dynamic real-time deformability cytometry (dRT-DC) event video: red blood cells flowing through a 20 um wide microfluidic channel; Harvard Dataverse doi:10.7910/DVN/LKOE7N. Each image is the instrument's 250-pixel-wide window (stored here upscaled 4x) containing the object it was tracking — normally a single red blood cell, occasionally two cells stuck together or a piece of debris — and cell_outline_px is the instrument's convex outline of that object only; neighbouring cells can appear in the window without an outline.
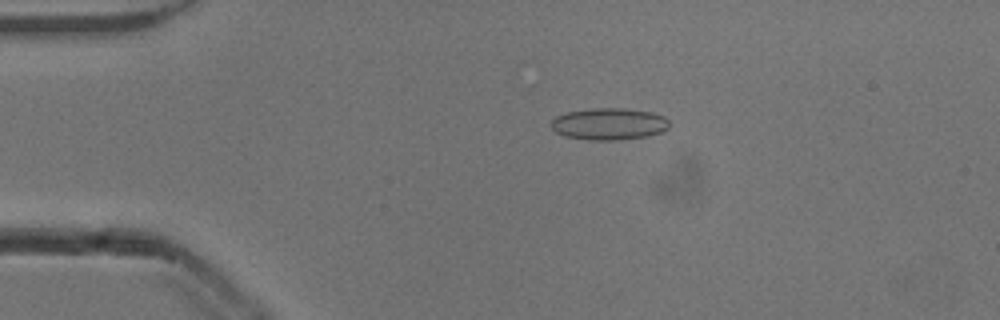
{"species": "common noctule bat (a hibernating species)", "species_latin": "Nyctalus noctula", "temperature_condition": "cold", "stored_images_in_passage": 53, "camera_frame_rate_fps": 3000, "um_per_image_px": 0.085, "animal": {"sex": "male", "body_mass_g": 13.3}, "frame": {"image": 1, "passage_image": 11, "time_ms": 3.333, "image_size_px": [1000, 320], "cell_outline_px": [[668, 128], [660, 132], [644, 136], [616, 140], [588, 140], [564, 136], [556, 132], [552, 128], [552, 120], [556, 116], [568, 112], [592, 108], [624, 108], [652, 112], [664, 116], [668, 120]], "centroid_in_image_um": [51.75, 10.53], "position_along_channel_um": 33.2, "area_um2": 21.79}}
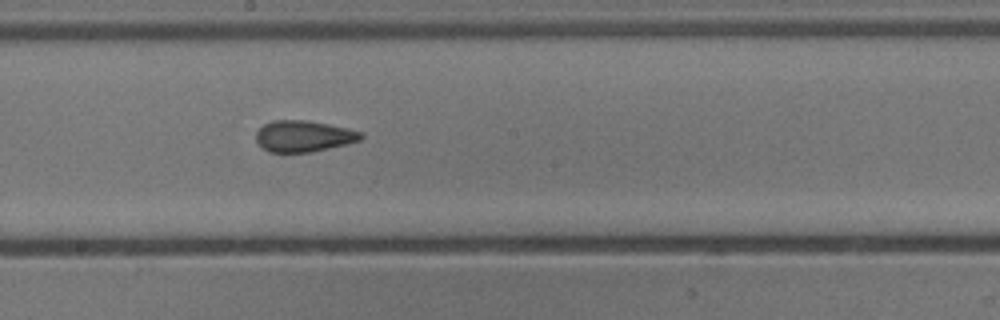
{"frame": {"image": 2, "passage_image": 29, "time_ms": 9.333, "image_size_px": [1000, 320], "cell_outline_px": [[364, 136], [360, 140], [348, 144], [312, 152], [268, 152], [256, 140], [256, 132], [264, 124], [272, 120], [304, 120], [328, 124], [364, 132]], "centroid_in_image_um": [25.83, 11.57], "position_along_channel_um": 222.4, "area_um2": 19.13}}
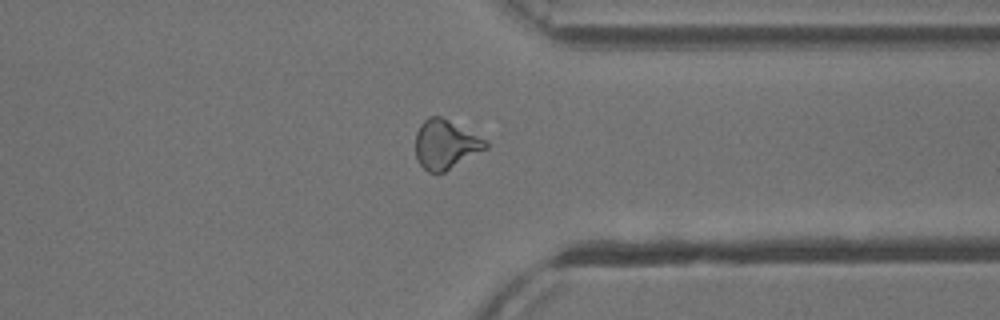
{"frame": {"image": 3, "passage_image": 41, "time_ms": 13.333, "image_size_px": [1000, 320], "cell_outline_px": [[488, 148], [444, 172], [428, 172], [416, 160], [416, 132], [420, 124], [428, 116], [440, 116], [488, 140]], "centroid_in_image_um": [37.87, 12.27], "position_along_channel_um": 373.5, "area_um2": 20.06}, "authors_computed_cell_mechanics": {"area_um2": 19.941, "velocity_mm_per_s": 3.8669, "shape_relaxation_time_tau1_ms": 6.327, "shape_relaxation_time_tau2_ms": 1.5665, "deformation_change_tau1": 0.1378, "deformation_change_tau2": 0.0754}}